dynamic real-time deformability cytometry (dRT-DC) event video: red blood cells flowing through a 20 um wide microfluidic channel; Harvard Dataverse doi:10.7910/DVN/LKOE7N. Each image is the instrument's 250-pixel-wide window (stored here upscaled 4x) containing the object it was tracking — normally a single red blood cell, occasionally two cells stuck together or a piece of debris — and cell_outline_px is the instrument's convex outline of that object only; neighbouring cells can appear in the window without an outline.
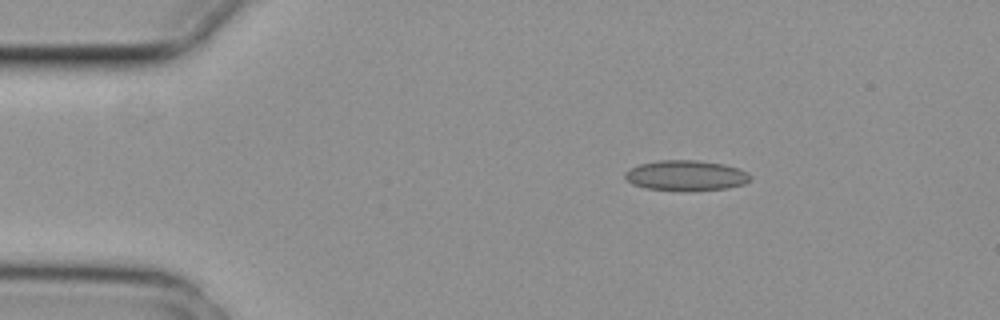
{"species": "common noctule bat (a hibernating species)", "species_latin": "Nyctalus noctula", "temperature_condition": "cold", "stored_images_in_passage": 2, "camera_frame_rate_fps": 3000, "um_per_image_px": 0.085, "animal": {"sex": "female", "body_mass_g": 29.2, "forearm_length_mm": 56.3}, "frame": {"image": 1, "passage_image": 2, "time_ms": 0.333, "image_size_px": [1000, 320], "cell_outline_px": [[752, 180], [744, 184], [728, 188], [644, 188], [632, 184], [624, 176], [624, 172], [640, 164], [656, 160], [696, 160], [724, 164], [748, 172], [752, 176]], "centroid_in_image_um": [58.33, 14.87], "position_along_channel_um": 26.7, "area_um2": 21.33}}